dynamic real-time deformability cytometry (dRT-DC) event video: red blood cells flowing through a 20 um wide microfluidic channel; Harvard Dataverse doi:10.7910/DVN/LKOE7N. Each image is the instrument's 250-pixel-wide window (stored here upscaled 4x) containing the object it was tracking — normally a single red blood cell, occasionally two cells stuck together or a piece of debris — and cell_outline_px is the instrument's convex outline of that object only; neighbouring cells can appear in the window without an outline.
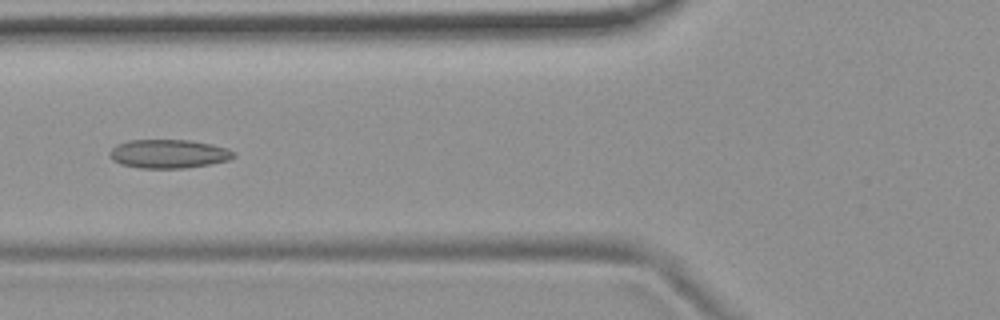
{"species": "common noctule bat (a hibernating species)", "species_latin": "Nyctalus noctula", "temperature_condition": "room temperature", "stored_images_in_passage": 54, "camera_frame_rate_fps": 3000, "um_per_image_px": 0.085, "animal": {"sex": "female", "body_mass_g": 19.9}, "frame": {"image": 1, "passage_image": 21, "time_ms": 6.667, "image_size_px": [1000, 320], "cell_outline_px": [[236, 156], [228, 160], [208, 164], [184, 168], [140, 168], [120, 164], [112, 160], [108, 156], [108, 152], [116, 144], [128, 140], [188, 140], [212, 144], [228, 148], [236, 152]], "centroid_in_image_um": [14.31, 13.07], "position_along_channel_um": 111.5, "area_um2": 20.92}}
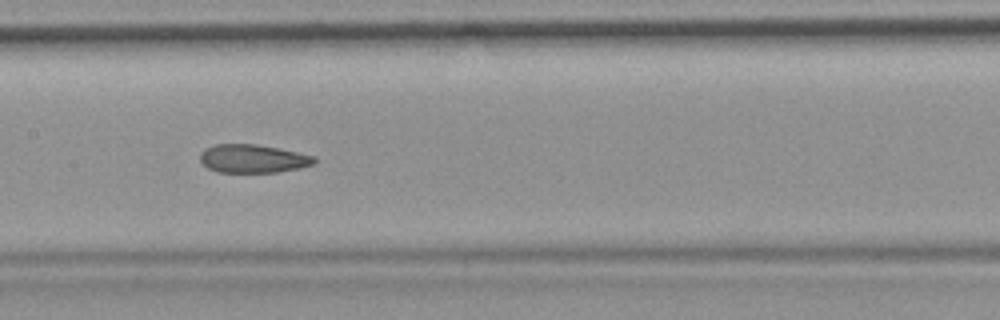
{"frame": {"image": 2, "passage_image": 27, "time_ms": 8.667, "image_size_px": [1000, 320], "cell_outline_px": [[316, 164], [300, 168], [276, 172], [216, 172], [208, 168], [200, 160], [200, 152], [204, 148], [216, 144], [256, 144], [280, 148], [312, 156], [316, 160]], "centroid_in_image_um": [21.48, 13.48], "position_along_channel_um": 185.9, "area_um2": 18.9}}
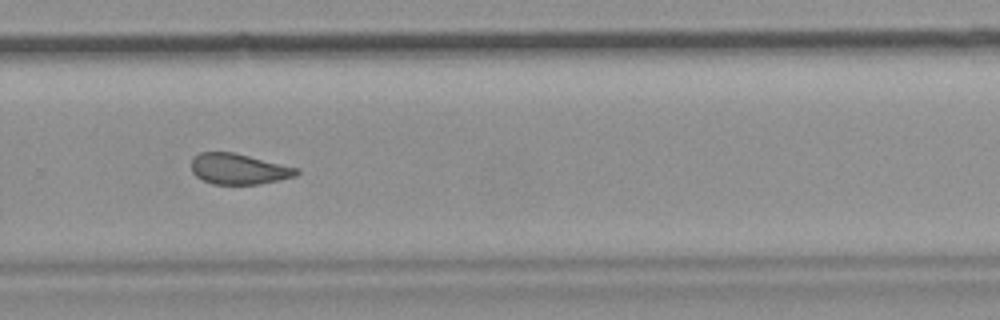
{"frame": {"image": 3, "passage_image": 37, "time_ms": 12.0, "image_size_px": [1000, 320], "cell_outline_px": [[300, 172], [296, 176], [280, 180], [260, 184], [212, 184], [196, 176], [192, 172], [192, 160], [200, 152], [232, 152], [300, 168]], "centroid_in_image_um": [20.33, 14.37], "position_along_channel_um": 309.5, "area_um2": 18.79}, "authors_computed_cell_mechanics": {"area_um2": 20.4323, "velocity_mm_per_s": 3.7267, "shape_relaxation_time_tau1_ms": null, "shape_relaxation_time_tau2_ms": 2.4243, "deformation_change_tau1": null, "deformation_change_tau2": 0.0786}}